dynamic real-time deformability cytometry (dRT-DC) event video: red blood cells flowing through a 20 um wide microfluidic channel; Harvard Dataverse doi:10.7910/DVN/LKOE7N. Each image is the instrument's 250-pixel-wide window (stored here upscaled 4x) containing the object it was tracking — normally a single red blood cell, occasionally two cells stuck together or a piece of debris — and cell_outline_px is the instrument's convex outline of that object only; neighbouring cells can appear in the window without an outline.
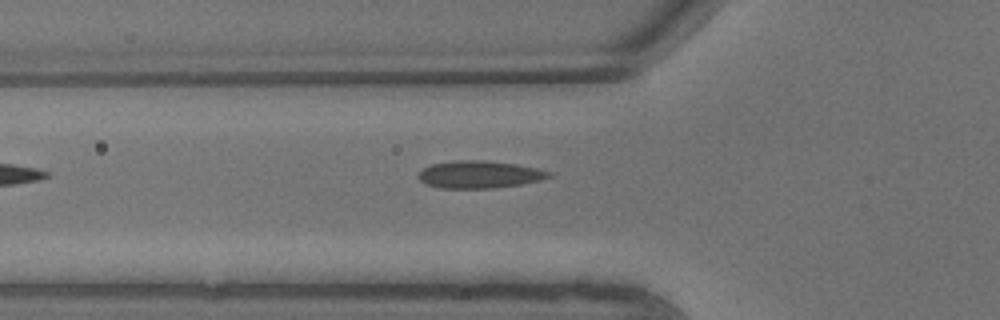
{"species": "common noctule bat (a hibernating species)", "species_latin": "Nyctalus noctula", "temperature_condition": "warm", "stored_images_in_passage": 3, "camera_frame_rate_fps": 3000, "um_per_image_px": 0.085, "animal": {"sex": "male", "body_mass_g": 13.3}, "frame": {"image": 1, "passage_image": 3, "time_ms": 0.667, "image_size_px": [1000, 320], "cell_outline_px": [[552, 176], [540, 180], [520, 184], [492, 188], [440, 188], [424, 184], [416, 176], [424, 168], [432, 164], [456, 160], [480, 160], [516, 164], [536, 168], [552, 172]], "centroid_in_image_um": [40.72, 14.83], "position_along_channel_um": 85.1, "area_um2": 20.75}}